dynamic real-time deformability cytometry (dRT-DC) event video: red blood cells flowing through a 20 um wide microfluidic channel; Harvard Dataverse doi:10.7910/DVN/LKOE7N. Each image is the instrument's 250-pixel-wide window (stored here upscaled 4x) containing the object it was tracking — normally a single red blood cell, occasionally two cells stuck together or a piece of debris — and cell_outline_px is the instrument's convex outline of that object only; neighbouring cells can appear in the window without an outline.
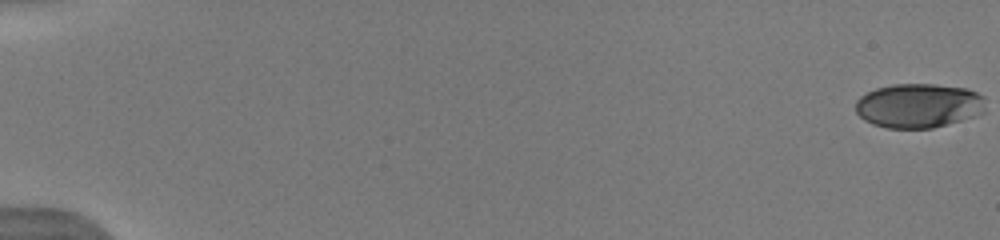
{"species": "human", "species_latin": "Homo sapiens", "temperature_condition": "warm", "stored_images_in_passage": 37, "camera_frame_rate_fps": 3000, "um_per_image_px": 0.085, "donor": {"sex": "male"}, "frame": {"image": 1, "passage_image": 1, "time_ms": 0.0, "image_size_px": [1000, 240], "cell_outline_px": [[984, 112], [960, 120], [932, 128], [888, 128], [872, 124], [864, 120], [856, 112], [856, 100], [860, 96], [876, 88], [892, 84], [936, 84], [968, 88], [984, 96]], "centroid_in_image_um": [78.07, 8.97], "position_along_channel_um": 6.9, "area_um2": 33.58}}
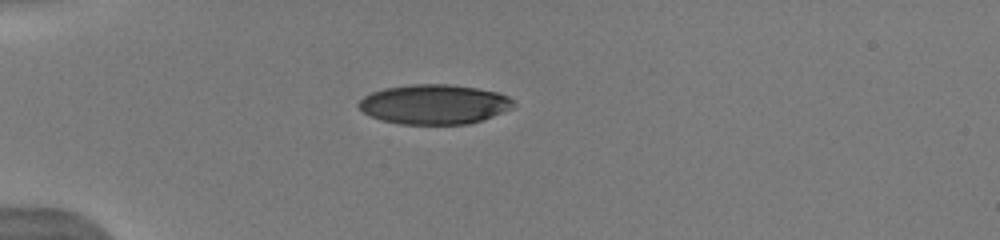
{"frame": {"image": 2, "passage_image": 32, "time_ms": 5.0, "image_size_px": [1000, 240], "cell_outline_px": [[516, 104], [512, 108], [492, 116], [468, 124], [400, 124], [380, 120], [364, 112], [356, 104], [364, 96], [372, 92], [384, 88], [412, 84], [448, 84], [476, 88], [496, 92], [508, 96]], "centroid_in_image_um": [36.89, 8.86], "position_along_channel_um": 48.1, "area_um2": 35.66}}